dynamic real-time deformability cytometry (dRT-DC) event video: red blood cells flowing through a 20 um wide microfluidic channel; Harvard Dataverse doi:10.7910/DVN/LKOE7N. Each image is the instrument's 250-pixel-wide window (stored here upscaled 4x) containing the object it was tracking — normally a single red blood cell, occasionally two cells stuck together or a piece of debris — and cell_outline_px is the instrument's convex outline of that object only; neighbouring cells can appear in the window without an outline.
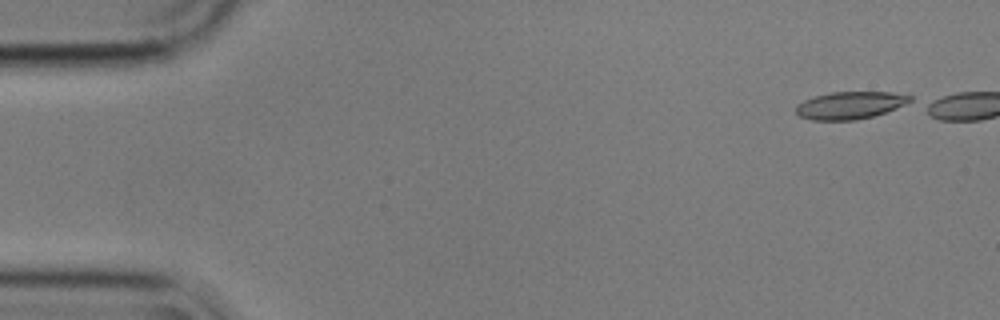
{"species": "common noctule bat (a hibernating species)", "species_latin": "Nyctalus noctula", "temperature_condition": "cold", "stored_images_in_passage": 5, "camera_frame_rate_fps": 3000, "um_per_image_px": 0.085, "animal": {"sex": "male", "body_mass_g": 17.9}, "frame": {"image": 1, "passage_image": 1, "time_ms": 0.0, "image_size_px": [1000, 320], "cell_outline_px": [[912, 100], [896, 108], [872, 116], [856, 120], [812, 120], [800, 116], [796, 112], [796, 104], [804, 100], [816, 96], [832, 92], [892, 92], [912, 96]], "centroid_in_image_um": [72.24, 8.94], "position_along_channel_um": 12.8, "area_um2": 18.03}}